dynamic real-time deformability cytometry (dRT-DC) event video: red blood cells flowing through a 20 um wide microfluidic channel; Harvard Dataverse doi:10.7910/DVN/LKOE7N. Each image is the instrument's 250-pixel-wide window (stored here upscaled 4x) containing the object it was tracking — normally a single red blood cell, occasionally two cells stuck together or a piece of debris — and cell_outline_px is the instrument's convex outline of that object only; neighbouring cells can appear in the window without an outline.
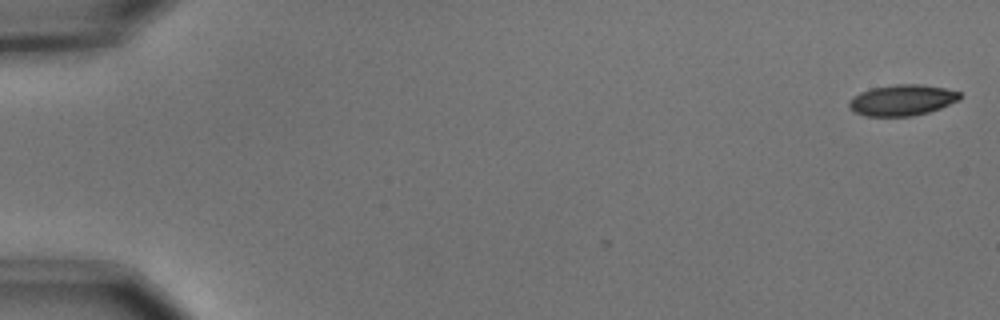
{"species": "common noctule bat (a hibernating species)", "species_latin": "Nyctalus noctula", "temperature_condition": "cold", "stored_images_in_passage": 2, "camera_frame_rate_fps": 3000, "um_per_image_px": 0.085, "animal": {"sex": "male", "body_mass_g": 15.6}, "frame": {"image": 1, "passage_image": 2, "time_ms": 0.333, "image_size_px": [1000, 320], "cell_outline_px": [[960, 100], [940, 108], [928, 112], [912, 116], [864, 116], [856, 112], [848, 104], [848, 100], [852, 96], [860, 92], [872, 88], [896, 84], [920, 84], [944, 88], [960, 92]], "centroid_in_image_um": [76.67, 8.51], "position_along_channel_um": 8.3, "area_um2": 19.94}}